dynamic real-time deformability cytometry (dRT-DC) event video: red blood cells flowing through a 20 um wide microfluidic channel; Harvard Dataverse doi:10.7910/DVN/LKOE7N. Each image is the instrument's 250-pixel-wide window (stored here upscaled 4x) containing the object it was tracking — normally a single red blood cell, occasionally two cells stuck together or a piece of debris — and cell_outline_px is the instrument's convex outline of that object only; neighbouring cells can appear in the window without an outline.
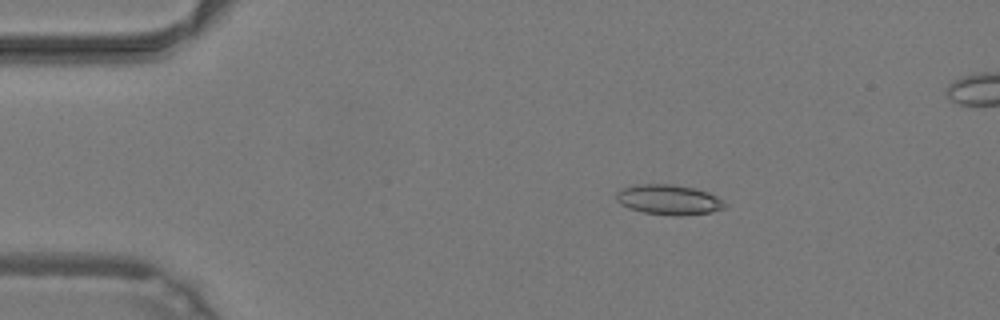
{"species": "common noctule bat (a hibernating species)", "species_latin": "Nyctalus noctula", "temperature_condition": "warm", "stored_images_in_passage": 41, "camera_frame_rate_fps": 3000, "um_per_image_px": 0.085, "animal": {"sex": "male", "body_mass_g": 19.2, "forearm_length_mm": 51.8}, "frame": {"image": 1, "passage_image": 1, "time_ms": 0.0, "image_size_px": [1000, 320], "cell_outline_px": [[728, 204], [724, 208], [712, 212], [680, 216], [672, 216], [644, 212], [628, 208], [620, 204], [616, 200], [616, 192], [620, 188], [636, 184], [672, 184], [692, 188], [708, 192], [724, 200]], "centroid_in_image_um": [56.83, 16.98], "position_along_channel_um": 28.2, "area_um2": 19.25}}
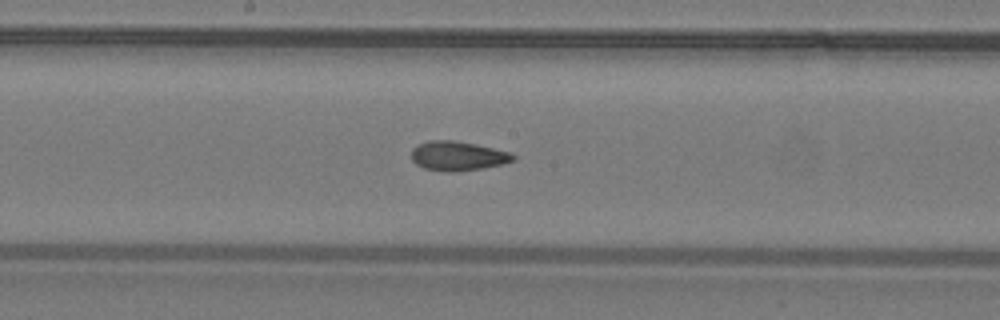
{"frame": {"image": 2, "passage_image": 18, "time_ms": 5.667, "image_size_px": [1000, 320], "cell_outline_px": [[516, 160], [504, 164], [484, 168], [452, 172], [424, 168], [416, 164], [412, 160], [412, 148], [428, 140], [452, 140], [476, 144], [512, 152], [516, 156]], "centroid_in_image_um": [38.96, 13.25], "position_along_channel_um": 209.2, "area_um2": 17.51}}
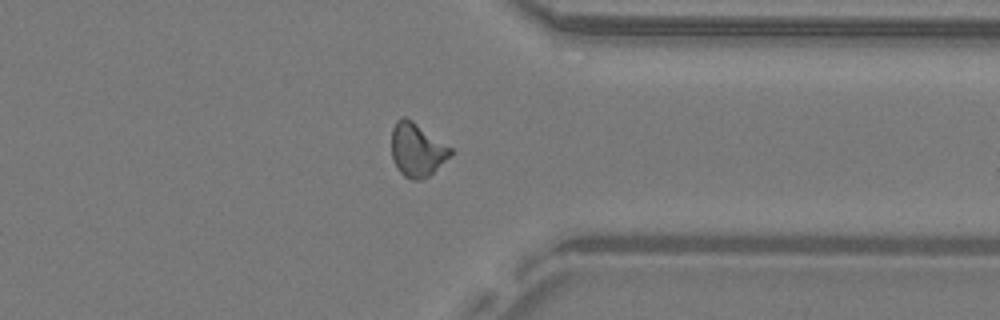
{"frame": {"image": 3, "passage_image": 30, "time_ms": 9.667, "image_size_px": [1000, 320], "cell_outline_px": [[452, 152], [428, 176], [420, 180], [412, 180], [404, 176], [396, 168], [392, 160], [392, 128], [396, 120], [404, 116], [412, 120], [452, 148]], "centroid_in_image_um": [35.39, 12.72], "position_along_channel_um": 376.0, "area_um2": 18.15}, "authors_computed_cell_mechanics": {"area_um2": 17.4556, "velocity_mm_per_s": 4.2881, "shape_relaxation_time_tau1_ms": null, "shape_relaxation_time_tau2_ms": 1.9226, "deformation_change_tau1": null, "deformation_change_tau2": 0.0863}}